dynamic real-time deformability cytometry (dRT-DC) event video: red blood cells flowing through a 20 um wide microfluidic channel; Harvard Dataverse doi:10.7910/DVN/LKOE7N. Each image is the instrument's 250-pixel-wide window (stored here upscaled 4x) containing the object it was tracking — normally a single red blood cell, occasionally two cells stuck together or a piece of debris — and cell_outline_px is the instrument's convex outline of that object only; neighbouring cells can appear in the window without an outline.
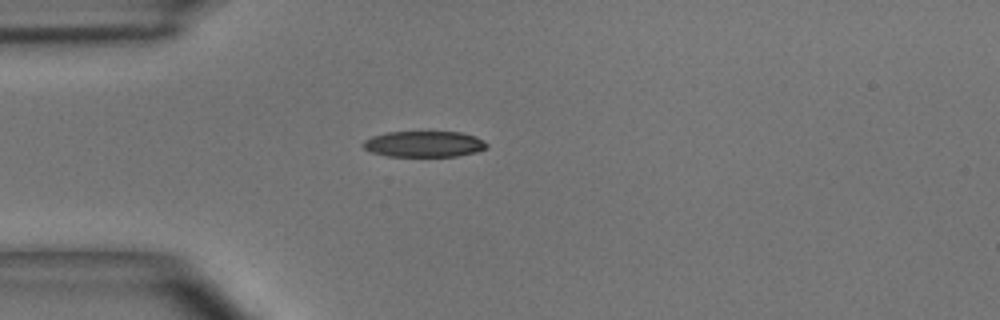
{"species": "common noctule bat (a hibernating species)", "species_latin": "Nyctalus noctula", "temperature_condition": "room temperature", "stored_images_in_passage": 4, "camera_frame_rate_fps": 3000, "um_per_image_px": 0.085, "animal": {"sex": "male", "body_mass_g": 15.6}, "frame": {"image": 1, "passage_image": 1, "time_ms": 0.0, "image_size_px": [1000, 320], "cell_outline_px": [[488, 148], [476, 152], [456, 156], [388, 156], [372, 152], [364, 148], [360, 144], [364, 140], [372, 136], [388, 132], [460, 132], [476, 136], [484, 140], [488, 144]], "centroid_in_image_um": [36.06, 12.24], "position_along_channel_um": 48.9, "area_um2": 18.79}}